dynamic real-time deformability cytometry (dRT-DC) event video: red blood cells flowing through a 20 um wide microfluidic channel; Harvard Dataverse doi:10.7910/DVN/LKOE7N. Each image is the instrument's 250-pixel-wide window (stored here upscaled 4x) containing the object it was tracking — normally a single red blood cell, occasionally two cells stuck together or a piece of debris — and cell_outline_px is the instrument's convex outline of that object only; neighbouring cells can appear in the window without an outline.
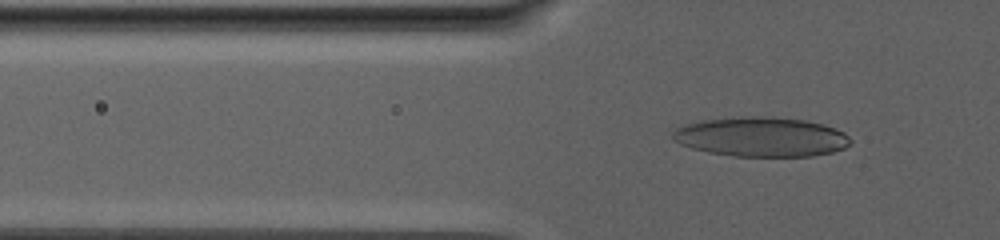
{"species": "human", "species_latin": "Homo sapiens", "temperature_condition": "warm", "stored_images_in_passage": 91, "camera_frame_rate_fps": 3000, "um_per_image_px": 0.085, "donor": {"sex": "male"}, "frame": {"image": 1, "passage_image": 34, "time_ms": 11.0, "image_size_px": [1000, 240], "cell_outline_px": [[852, 144], [844, 148], [832, 152], [812, 156], [732, 156], [708, 152], [692, 148], [680, 144], [672, 140], [672, 132], [676, 128], [700, 120], [732, 116], [772, 116], [804, 120], [824, 124], [836, 128], [844, 132], [852, 140]], "centroid_in_image_um": [64.71, 11.62], "position_along_channel_um": 61.1, "area_um2": 41.5}}
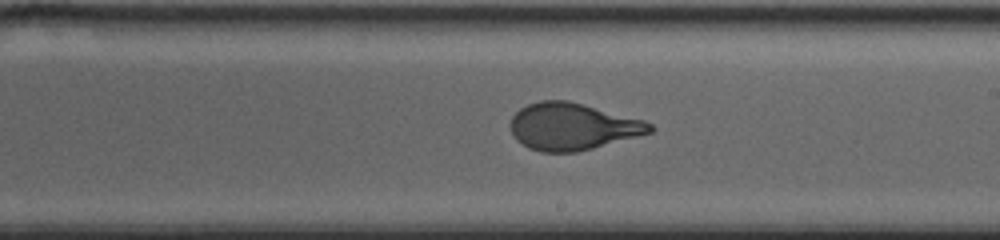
{"frame": {"image": 2, "passage_image": 58, "time_ms": 19.0, "image_size_px": [1000, 240], "cell_outline_px": [[656, 128], [652, 132], [592, 148], [576, 152], [540, 152], [528, 148], [516, 140], [508, 124], [512, 116], [520, 108], [528, 104], [540, 100], [568, 100], [644, 120], [652, 124]], "centroid_in_image_um": [48.62, 10.75], "position_along_channel_um": 240.4, "area_um2": 38.21}}
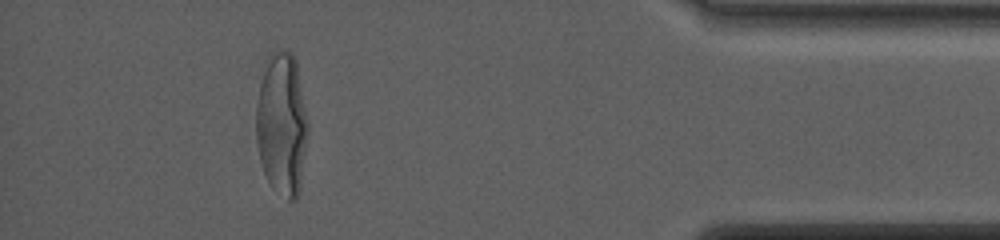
{"frame": {"image": 3, "passage_image": 84, "time_ms": 27.667, "image_size_px": [1000, 240], "cell_outline_px": [[308, 136], [300, 188], [296, 200], [288, 200], [272, 188], [264, 172], [260, 160], [256, 144], [256, 104], [260, 84], [268, 56], [272, 52], [280, 48], [284, 48], [292, 52], [296, 60], [308, 120]], "centroid_in_image_um": [23.96, 10.54], "position_along_channel_um": 411.2, "area_um2": 43.64}, "authors_computed_cell_mechanics": {"area_um2": 40.6912, "velocity_mm_per_s": 2.4243, "shape_relaxation_time_tau1_ms": 8.6011, "shape_relaxation_time_tau2_ms": null, "deformation_change_tau1": 0.2584, "deformation_change_tau2": null}}